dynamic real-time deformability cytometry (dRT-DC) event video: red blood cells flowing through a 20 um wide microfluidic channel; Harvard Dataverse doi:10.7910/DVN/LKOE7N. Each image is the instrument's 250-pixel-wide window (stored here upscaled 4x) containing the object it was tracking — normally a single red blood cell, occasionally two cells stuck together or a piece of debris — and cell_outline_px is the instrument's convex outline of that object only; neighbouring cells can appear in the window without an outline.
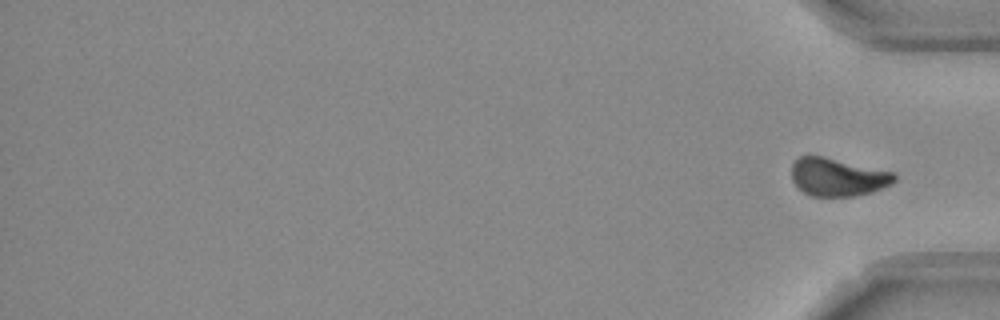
{"species": "Egyptian fruit bat (a non-hibernating species)", "species_latin": "Rousettus aegyptiacus", "temperature_condition": "room temperature", "stored_images_in_passage": 14, "segment_of_instrument_passage": [2, 2], "camera_frame_rate_fps": 3000, "um_per_image_px": 0.085, "frame": {"image": 1, "passage_image": 14, "time_ms": 4.333, "image_size_px": [1000, 320], "cell_outline_px": [[896, 180], [892, 184], [872, 192], [856, 196], [808, 196], [792, 180], [792, 164], [800, 156], [824, 156], [892, 172], [896, 176]], "centroid_in_image_um": [71.21, 15.06], "position_along_channel_um": 364.0, "area_um2": 22.66}}